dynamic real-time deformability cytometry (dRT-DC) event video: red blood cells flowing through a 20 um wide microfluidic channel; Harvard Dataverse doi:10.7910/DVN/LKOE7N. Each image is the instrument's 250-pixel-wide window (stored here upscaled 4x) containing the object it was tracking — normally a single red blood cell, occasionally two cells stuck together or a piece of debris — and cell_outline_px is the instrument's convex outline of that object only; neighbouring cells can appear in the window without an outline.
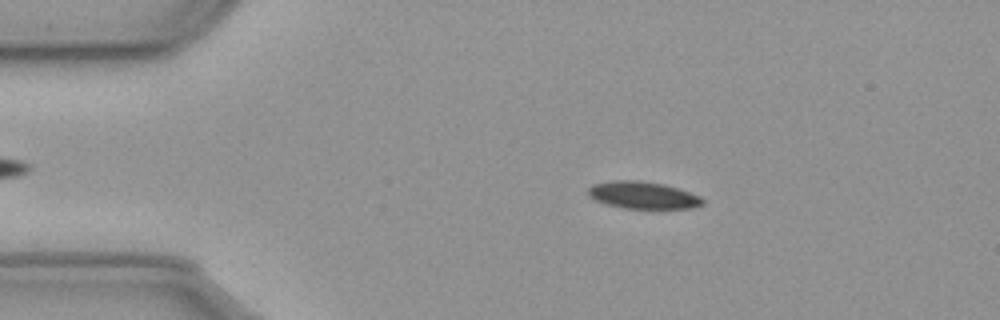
{"species": "common noctule bat (a hibernating species)", "species_latin": "Nyctalus noctula", "temperature_condition": "cold", "stored_images_in_passage": 48, "camera_frame_rate_fps": 3000, "um_per_image_px": 0.085, "animal": {"sex": "male", "body_mass_g": 23.1, "forearm_length_mm": 52.7}, "frame": {"image": 1, "passage_image": 10, "time_ms": 3.0, "image_size_px": [1000, 320], "cell_outline_px": [[704, 204], [688, 208], [624, 208], [608, 204], [596, 200], [588, 196], [588, 188], [592, 184], [612, 180], [640, 180], [664, 184], [700, 196], [704, 200]], "centroid_in_image_um": [54.62, 16.57], "position_along_channel_um": 30.4, "area_um2": 17.98}}
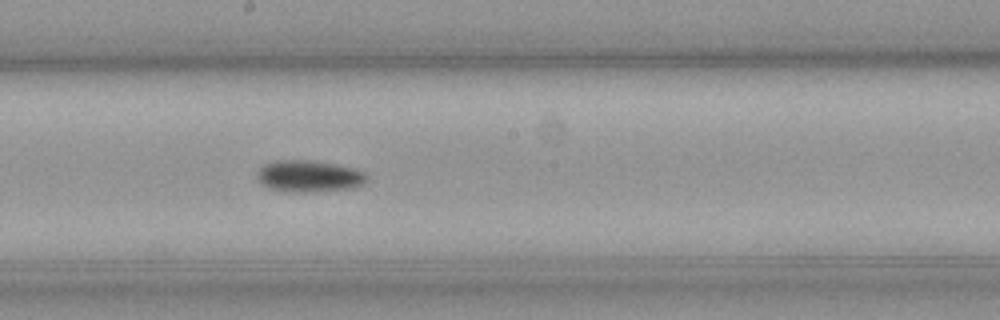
{"frame": {"image": 2, "passage_image": 30, "time_ms": 9.667, "image_size_px": [1000, 320], "cell_outline_px": [[368, 180], [352, 188], [312, 192], [284, 192], [268, 188], [260, 184], [256, 176], [256, 172], [264, 164], [276, 160], [308, 160], [336, 164], [356, 168], [364, 172], [368, 176]], "centroid_in_image_um": [26.23, 14.98], "position_along_channel_um": 222.0, "area_um2": 20.58}}
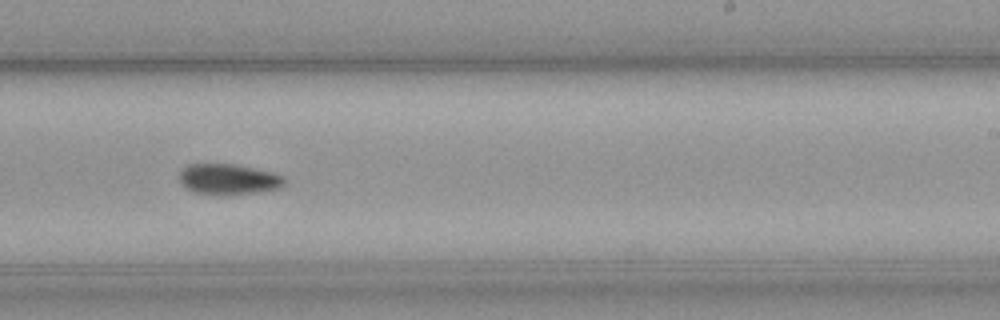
{"frame": {"image": 3, "passage_image": 34, "time_ms": 11.0, "image_size_px": [1000, 320], "cell_outline_px": [[284, 184], [280, 188], [256, 192], [192, 192], [184, 188], [180, 180], [180, 172], [188, 164], [232, 164], [272, 172], [284, 176]], "centroid_in_image_um": [19.41, 15.19], "position_along_channel_um": 269.6, "area_um2": 17.92}, "authors_computed_cell_mechanics": {"area_um2": 18.4382, "velocity_mm_per_s": 3.5962, "shape_relaxation_time_tau1_ms": 4.3336, "shape_relaxation_time_tau2_ms": null, "deformation_change_tau1": 0.1217, "deformation_change_tau2": null}}